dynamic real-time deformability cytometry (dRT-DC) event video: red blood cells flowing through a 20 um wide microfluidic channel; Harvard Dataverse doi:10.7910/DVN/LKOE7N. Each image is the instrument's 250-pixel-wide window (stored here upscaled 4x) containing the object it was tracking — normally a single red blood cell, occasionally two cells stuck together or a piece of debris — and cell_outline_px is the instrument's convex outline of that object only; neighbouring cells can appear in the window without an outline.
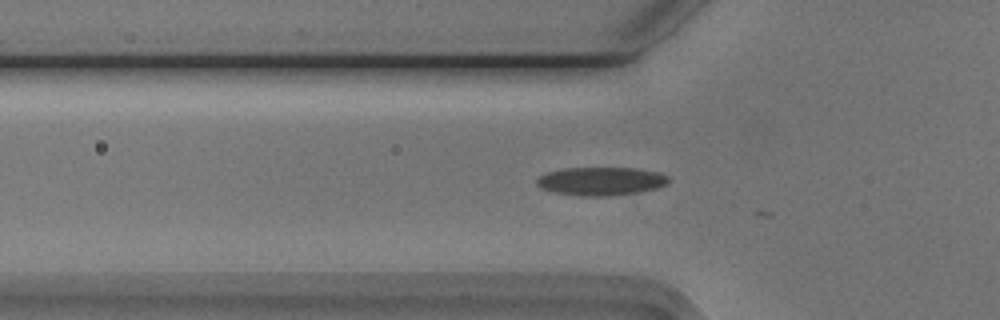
{"species": "Egyptian fruit bat (a non-hibernating species)", "species_latin": "Rousettus aegyptiacus", "temperature_condition": "cold", "stored_images_in_passage": 22, "camera_frame_rate_fps": 3000, "um_per_image_px": 0.085, "animal": {"sex": "male"}, "frame": {"image": 1, "passage_image": 15, "time_ms": 4.667, "image_size_px": [1000, 320], "cell_outline_px": [[668, 184], [656, 188], [640, 192], [608, 196], [580, 196], [552, 192], [540, 188], [536, 184], [536, 180], [540, 176], [548, 172], [564, 168], [636, 168], [660, 172], [668, 176]], "centroid_in_image_um": [51.08, 15.4], "position_along_channel_um": 74.7, "area_um2": 21.91}}
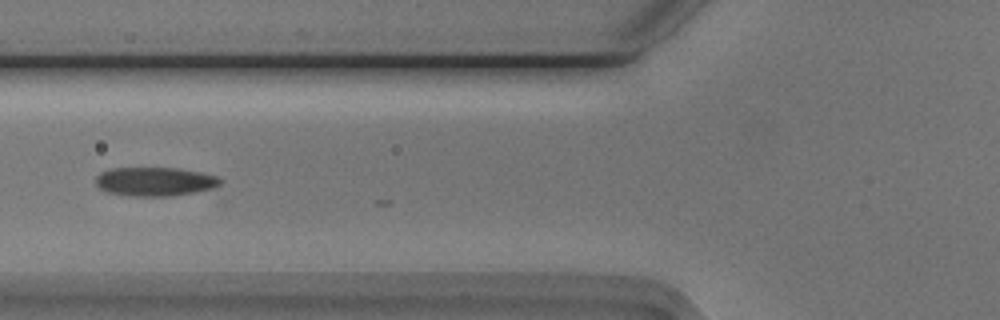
{"frame": {"image": 2, "passage_image": 18, "time_ms": 5.667, "image_size_px": [1000, 320], "cell_outline_px": [[224, 180], [220, 184], [212, 188], [172, 196], [132, 196], [104, 192], [96, 184], [96, 176], [100, 172], [112, 168], [176, 168], [200, 172], [216, 176]], "centroid_in_image_um": [13.13, 15.43], "position_along_channel_um": 112.7, "area_um2": 20.92}}
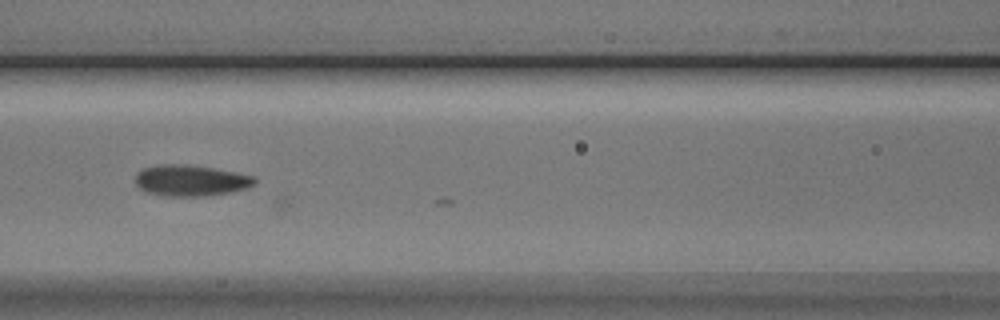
{"frame": {"image": 3, "passage_image": 21, "time_ms": 6.667, "image_size_px": [1000, 320], "cell_outline_px": [[256, 184], [248, 188], [232, 192], [204, 196], [164, 196], [148, 192], [140, 188], [136, 184], [136, 172], [144, 168], [156, 164], [188, 164], [236, 172], [256, 176]], "centroid_in_image_um": [16.24, 15.34], "position_along_channel_um": 150.4, "area_um2": 21.85}}